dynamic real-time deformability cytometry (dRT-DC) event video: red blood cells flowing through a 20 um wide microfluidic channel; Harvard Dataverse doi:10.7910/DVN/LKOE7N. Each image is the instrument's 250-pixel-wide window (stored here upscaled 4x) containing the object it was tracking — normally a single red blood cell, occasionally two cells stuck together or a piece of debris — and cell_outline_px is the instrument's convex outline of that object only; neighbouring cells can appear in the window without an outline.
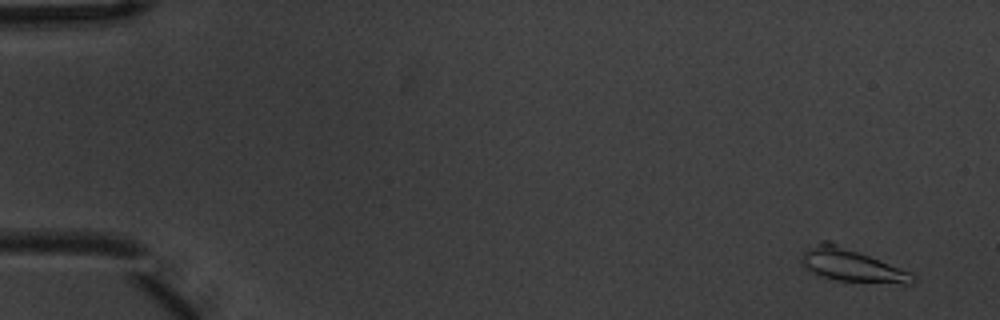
{"species": "common noctule bat (a hibernating species)", "species_latin": "Nyctalus noctula", "temperature_condition": "warm", "stored_images_in_passage": 5, "camera_frame_rate_fps": 3000, "um_per_image_px": 0.085, "animal": {"sex": "male", "body_mass_g": 20.1, "forearm_length_mm": 53.5}, "frame": {"image": 1, "passage_image": 1, "time_ms": 0.0, "image_size_px": [1000, 320], "cell_outline_px": [[916, 280], [912, 284], [904, 284], [836, 280], [820, 276], [812, 272], [800, 260], [804, 252], [808, 248], [820, 240], [832, 240], [908, 272], [916, 276]], "centroid_in_image_um": [72.36, 22.52], "position_along_channel_um": 12.6, "area_um2": 21.15}}